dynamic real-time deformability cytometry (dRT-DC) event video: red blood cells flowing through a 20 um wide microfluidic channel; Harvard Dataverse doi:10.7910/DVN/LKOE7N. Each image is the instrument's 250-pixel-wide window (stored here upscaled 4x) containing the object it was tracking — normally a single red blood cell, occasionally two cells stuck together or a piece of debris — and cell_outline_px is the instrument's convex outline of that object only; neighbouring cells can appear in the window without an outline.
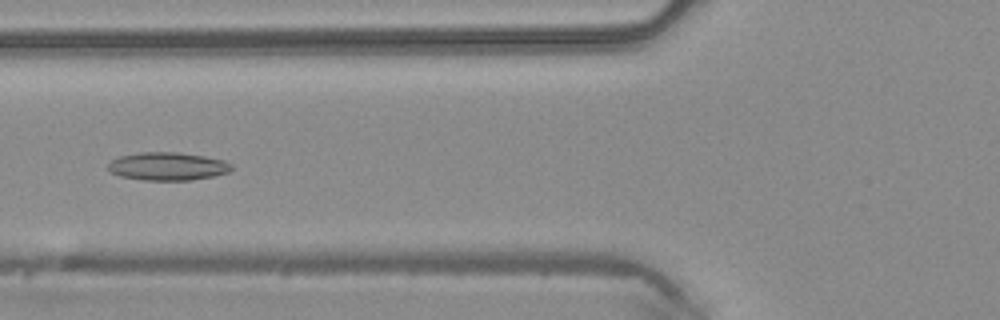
{"species": "common noctule bat (a hibernating species)", "species_latin": "Nyctalus noctula", "temperature_condition": "warm", "stored_images_in_passage": 9, "camera_frame_rate_fps": 3000, "um_per_image_px": 0.085, "animal": {"sex": "male", "body_mass_g": 20.4}, "frame": {"image": 1, "passage_image": 6, "time_ms": 1.667, "image_size_px": [1000, 320], "cell_outline_px": [[232, 168], [228, 172], [212, 176], [192, 180], [144, 180], [120, 176], [112, 172], [108, 168], [108, 164], [112, 160], [120, 156], [140, 152], [180, 152], [204, 156], [224, 160], [232, 164]], "centroid_in_image_um": [14.26, 14.13], "position_along_channel_um": 111.5, "area_um2": 20.11}}